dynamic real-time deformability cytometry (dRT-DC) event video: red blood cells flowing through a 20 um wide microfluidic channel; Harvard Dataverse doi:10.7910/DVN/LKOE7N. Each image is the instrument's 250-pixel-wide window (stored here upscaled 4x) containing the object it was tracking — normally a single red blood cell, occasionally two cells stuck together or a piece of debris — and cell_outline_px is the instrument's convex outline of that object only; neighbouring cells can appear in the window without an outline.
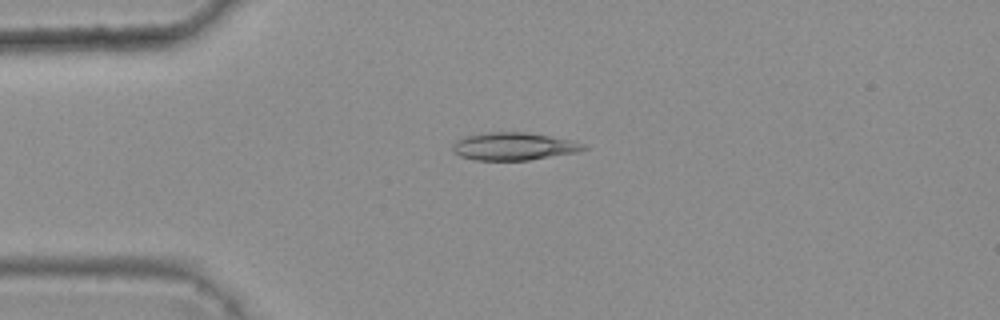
{"species": "common noctule bat (a hibernating species)", "species_latin": "Nyctalus noctula", "temperature_condition": "warm", "stored_images_in_passage": 3, "camera_frame_rate_fps": 3000, "um_per_image_px": 0.085, "animal": {"sex": "female", "body_mass_g": 25.1}, "frame": {"image": 1, "passage_image": 2, "time_ms": 0.333, "image_size_px": [1000, 320], "cell_outline_px": [[588, 148], [576, 152], [528, 160], [476, 160], [460, 156], [452, 152], [452, 144], [456, 140], [464, 136], [488, 132], [528, 132], [572, 140], [584, 144]], "centroid_in_image_um": [43.63, 12.43], "position_along_channel_um": 41.4, "area_um2": 21.15}}